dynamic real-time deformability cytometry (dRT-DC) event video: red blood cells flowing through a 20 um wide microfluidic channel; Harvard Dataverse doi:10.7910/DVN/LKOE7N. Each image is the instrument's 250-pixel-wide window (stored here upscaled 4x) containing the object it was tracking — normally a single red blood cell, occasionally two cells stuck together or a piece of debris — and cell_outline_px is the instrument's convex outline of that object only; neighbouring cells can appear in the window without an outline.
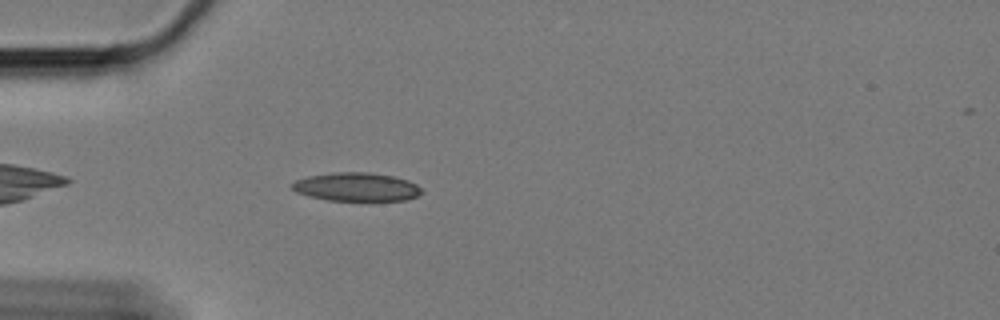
{"species": "Egyptian fruit bat (a non-hibernating species)", "species_latin": "Rousettus aegyptiacus", "temperature_condition": "cold", "stored_images_in_passage": 37, "camera_frame_rate_fps": 3000, "um_per_image_px": 0.085, "animal": {"sex": "female"}, "frame": {"image": 1, "passage_image": 4, "time_ms": 1.0, "image_size_px": [1000, 320], "cell_outline_px": [[424, 192], [416, 196], [404, 200], [368, 204], [328, 200], [308, 196], [296, 192], [292, 188], [292, 184], [296, 180], [308, 176], [332, 172], [368, 172], [392, 176], [408, 180], [416, 184]], "centroid_in_image_um": [30.33, 15.94], "position_along_channel_um": 54.7, "area_um2": 22.48}}
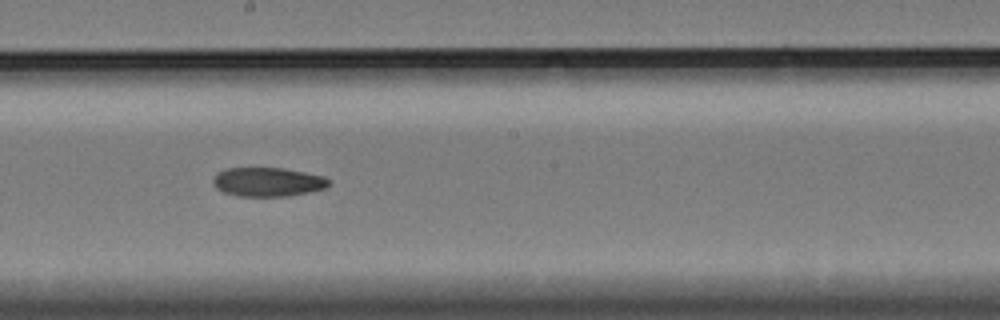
{"frame": {"image": 2, "passage_image": 20, "time_ms": 6.333, "image_size_px": [1000, 320], "cell_outline_px": [[328, 184], [324, 188], [312, 192], [288, 196], [236, 196], [224, 192], [216, 188], [212, 184], [212, 180], [216, 172], [228, 168], [284, 168], [324, 176], [328, 180]], "centroid_in_image_um": [22.72, 15.47], "position_along_channel_um": 225.5, "area_um2": 19.65}}
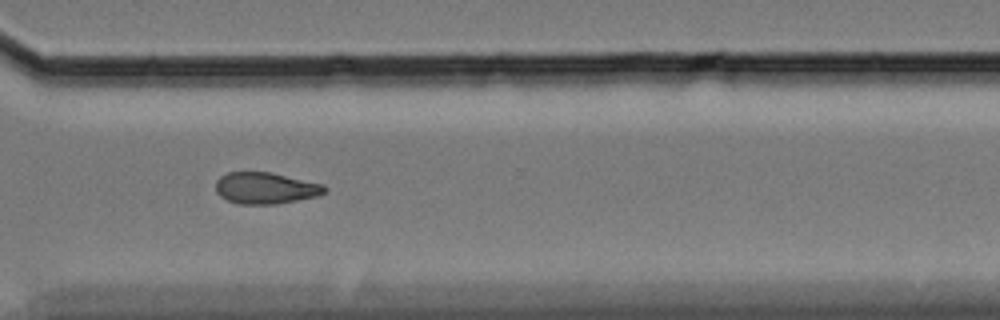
{"frame": {"image": 3, "passage_image": 31, "time_ms": 10.0, "image_size_px": [1000, 320], "cell_outline_px": [[328, 188], [324, 192], [316, 196], [276, 204], [236, 204], [220, 196], [216, 192], [216, 180], [220, 176], [228, 172], [272, 172], [324, 184]], "centroid_in_image_um": [22.56, 15.98], "position_along_channel_um": 348.0, "area_um2": 20.06}, "authors_computed_cell_mechanics": {"area_um2": 20.4612, "velocity_mm_per_s": 3.3472, "shape_relaxation_time_tau1_ms": 8.4173, "shape_relaxation_time_tau2_ms": null, "deformation_change_tau1": 0.1419, "deformation_change_tau2": null}}